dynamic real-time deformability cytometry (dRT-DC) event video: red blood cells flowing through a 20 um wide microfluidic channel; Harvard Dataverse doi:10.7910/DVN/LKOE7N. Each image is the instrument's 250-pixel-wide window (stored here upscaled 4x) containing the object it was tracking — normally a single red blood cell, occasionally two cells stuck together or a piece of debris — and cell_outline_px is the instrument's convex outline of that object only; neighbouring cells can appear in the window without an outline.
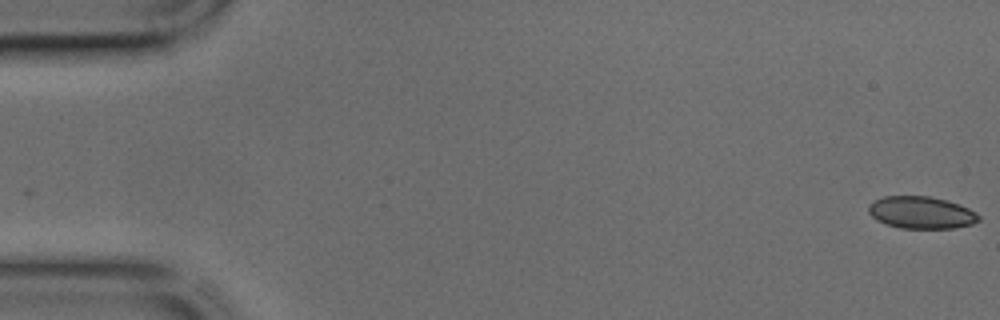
{"species": "common noctule bat (a hibernating species)", "species_latin": "Nyctalus noctula", "temperature_condition": "cold", "stored_images_in_passage": 39, "camera_frame_rate_fps": 3000, "um_per_image_px": 0.085, "animal": {"sex": "male", "body_mass_g": 17.9, "forearm_length_mm": 54.2}, "frame": {"image": 1, "passage_image": 1, "time_ms": 0.0, "image_size_px": [1000, 320], "cell_outline_px": [[980, 220], [972, 224], [952, 228], [900, 228], [884, 224], [876, 220], [868, 212], [868, 204], [872, 200], [884, 196], [928, 196], [944, 200], [968, 208], [976, 212], [980, 216]], "centroid_in_image_um": [78.25, 18.07], "position_along_channel_um": 6.7, "area_um2": 20.69}}
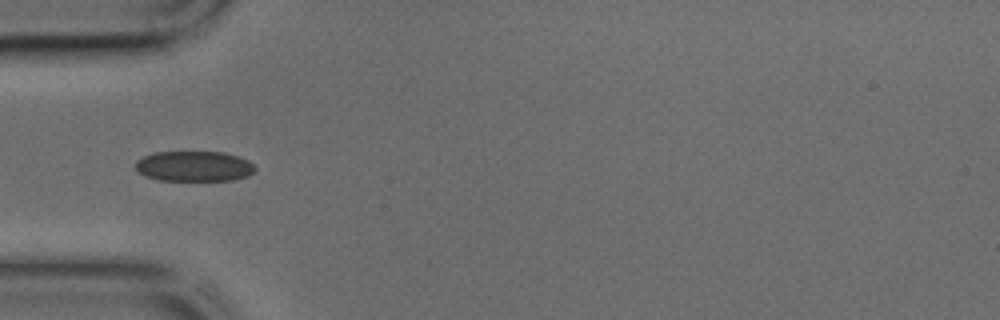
{"frame": {"image": 2, "passage_image": 14, "time_ms": 4.333, "image_size_px": [1000, 320], "cell_outline_px": [[256, 168], [248, 176], [232, 180], [160, 180], [148, 176], [140, 172], [136, 168], [136, 160], [144, 156], [156, 152], [224, 152], [248, 160]], "centroid_in_image_um": [16.51, 14.12], "position_along_channel_um": 68.5, "area_um2": 20.87}}
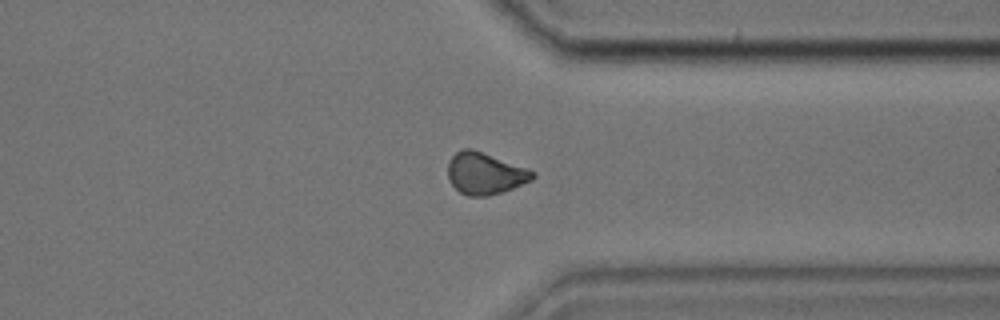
{"frame": {"image": 3, "passage_image": 34, "time_ms": 11.0, "image_size_px": [1000, 320], "cell_outline_px": [[536, 176], [532, 180], [504, 192], [488, 196], [468, 196], [460, 192], [448, 180], [448, 160], [456, 152], [464, 148], [472, 148], [528, 168], [536, 172]], "centroid_in_image_um": [41.24, 14.74], "position_along_channel_um": 370.2, "area_um2": 20.87}}